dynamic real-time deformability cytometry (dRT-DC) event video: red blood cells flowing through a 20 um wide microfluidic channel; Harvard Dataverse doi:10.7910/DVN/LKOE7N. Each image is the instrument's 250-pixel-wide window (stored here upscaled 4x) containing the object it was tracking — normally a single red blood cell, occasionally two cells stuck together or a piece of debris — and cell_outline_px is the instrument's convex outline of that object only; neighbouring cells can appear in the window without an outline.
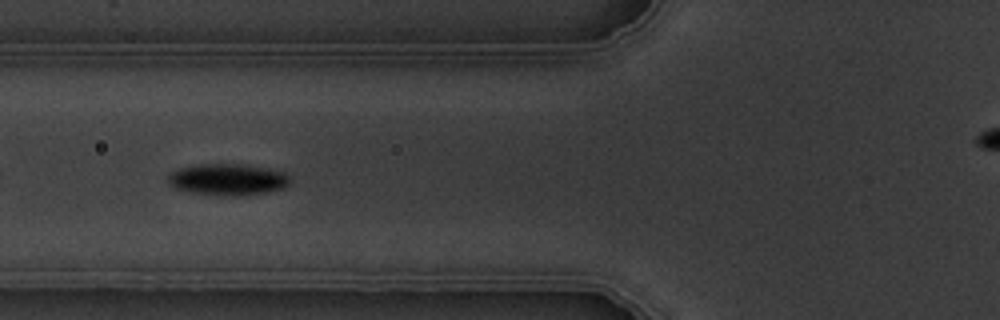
{"species": "common noctule bat (a hibernating species)", "species_latin": "Nyctalus noctula", "temperature_condition": "warm", "stored_images_in_passage": 8, "camera_frame_rate_fps": 3000, "um_per_image_px": 0.085, "animal": {"sex": "male", "body_mass_g": 19.5, "forearm_length_mm": 54.6}, "frame": {"image": 1, "passage_image": 6, "time_ms": 6.333, "image_size_px": [1000, 320], "cell_outline_px": [[292, 180], [284, 188], [268, 192], [240, 196], [192, 192], [176, 188], [168, 184], [168, 176], [172, 172], [180, 168], [196, 164], [240, 164], [268, 168], [284, 172]], "centroid_in_image_um": [19.39, 15.24], "position_along_channel_um": 106.4, "area_um2": 22.25}}